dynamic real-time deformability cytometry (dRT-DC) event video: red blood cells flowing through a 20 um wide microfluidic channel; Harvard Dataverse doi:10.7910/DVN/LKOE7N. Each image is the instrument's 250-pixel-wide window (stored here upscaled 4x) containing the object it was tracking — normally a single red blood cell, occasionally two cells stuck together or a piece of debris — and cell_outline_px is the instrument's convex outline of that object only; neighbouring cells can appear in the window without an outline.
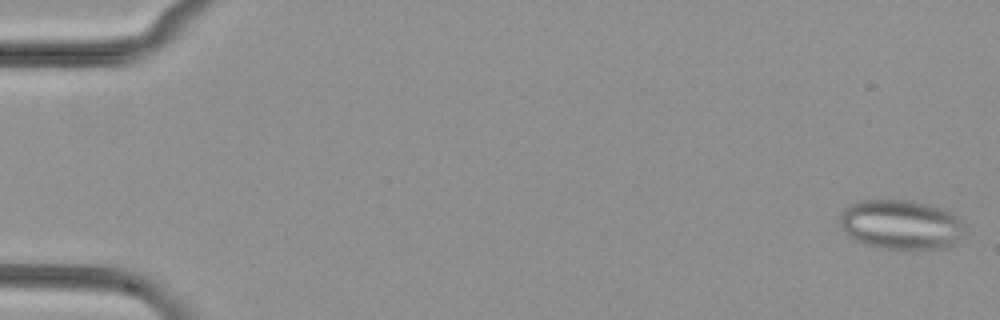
{"species": "common noctule bat (a hibernating species)", "species_latin": "Nyctalus noctula", "temperature_condition": "cold", "stored_images_in_passage": 53, "segment_of_instrument_passage": [1, 2], "camera_frame_rate_fps": 3000, "um_per_image_px": 0.085, "animal": {"sex": "female", "body_mass_g": 29.2, "forearm_length_mm": 56.3}, "frame": {"image": 1, "passage_image": 1, "time_ms": 0.0, "image_size_px": [1000, 320], "cell_outline_px": [[964, 232], [952, 244], [944, 248], [880, 248], [864, 244], [852, 240], [844, 232], [840, 224], [840, 216], [844, 208], [860, 200], [912, 200], [928, 204], [940, 208], [956, 216], [960, 220], [964, 228]], "centroid_in_image_um": [76.52, 19.08], "position_along_channel_um": 8.5, "area_um2": 35.84}}